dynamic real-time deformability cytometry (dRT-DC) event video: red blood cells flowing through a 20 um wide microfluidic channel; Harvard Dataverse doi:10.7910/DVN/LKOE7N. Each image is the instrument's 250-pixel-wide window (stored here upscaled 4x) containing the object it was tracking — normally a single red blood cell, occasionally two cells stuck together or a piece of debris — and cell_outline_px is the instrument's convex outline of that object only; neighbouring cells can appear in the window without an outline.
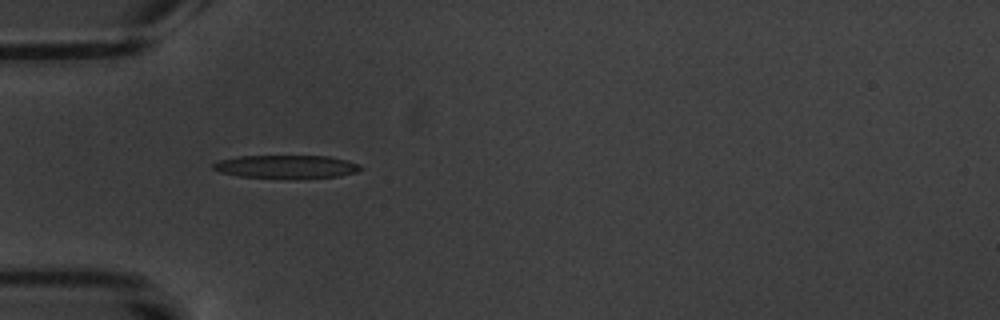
{"species": "common noctule bat (a hibernating species)", "species_latin": "Nyctalus noctula", "temperature_condition": "warm", "stored_images_in_passage": 3, "camera_frame_rate_fps": 3000, "um_per_image_px": 0.085, "animal": {"sex": "male", "body_mass_g": 20.1, "forearm_length_mm": 53.5}, "frame": {"image": 1, "passage_image": 1, "time_ms": 0.0, "image_size_px": [1000, 320], "cell_outline_px": [[364, 168], [356, 172], [340, 176], [240, 176], [220, 172], [212, 168], [212, 164], [220, 160], [236, 156], [328, 156], [348, 160], [360, 164]], "centroid_in_image_um": [24.35, 14.12], "position_along_channel_um": 60.6, "area_um2": 19.07}}
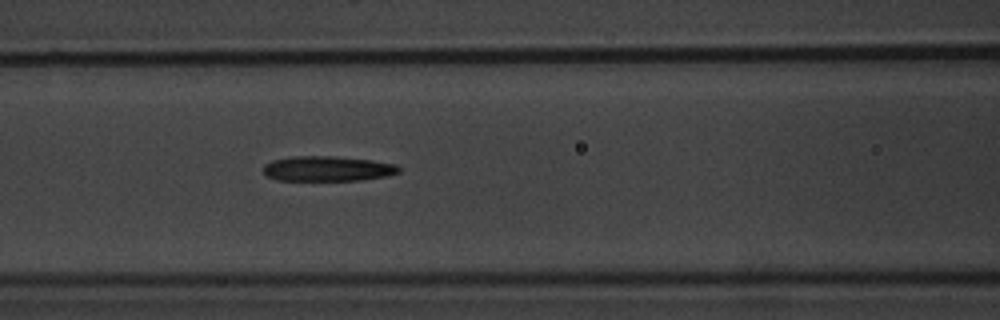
{"frame": {"image": 2, "passage_image": 3, "time_ms": 2.333, "image_size_px": [1000, 320], "cell_outline_px": [[400, 172], [384, 176], [364, 180], [276, 180], [264, 176], [264, 164], [272, 160], [292, 156], [332, 156], [372, 160], [396, 164], [400, 168]], "centroid_in_image_um": [27.81, 14.33], "position_along_channel_um": 138.8, "area_um2": 19.88}}